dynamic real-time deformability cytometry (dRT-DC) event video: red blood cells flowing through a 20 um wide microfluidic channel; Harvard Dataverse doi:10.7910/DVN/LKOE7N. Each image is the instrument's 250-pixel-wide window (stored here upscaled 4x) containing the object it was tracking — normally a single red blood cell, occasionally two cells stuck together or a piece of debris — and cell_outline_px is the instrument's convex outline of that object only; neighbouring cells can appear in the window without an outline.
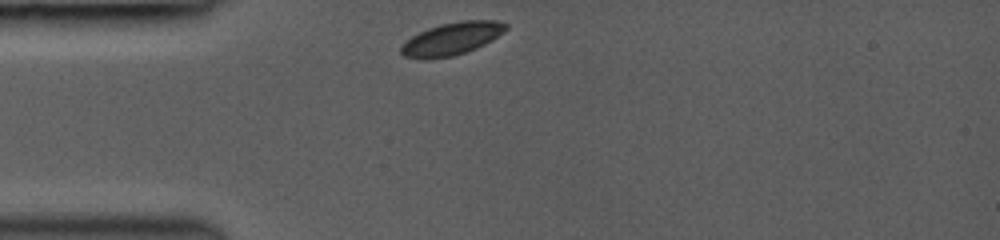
{"species": "common noctule bat (a hibernating species)", "species_latin": "Nyctalus noctula", "temperature_condition": "room temperature", "stored_images_in_passage": 19, "camera_frame_rate_fps": 3000, "um_per_image_px": 0.085, "animal": {"sex": "female", "body_mass_g": 19.0, "forearm_length_mm": 53.3}, "frame": {"image": 1, "passage_image": 1, "time_ms": 0.0, "image_size_px": [1000, 240], "cell_outline_px": [[508, 28], [504, 32], [492, 40], [476, 48], [452, 56], [424, 60], [420, 60], [404, 56], [400, 52], [400, 48], [412, 36], [428, 28], [440, 24], [460, 20], [496, 20], [508, 24]], "centroid_in_image_um": [38.41, 3.29], "position_along_channel_um": 46.6, "area_um2": 19.94}}
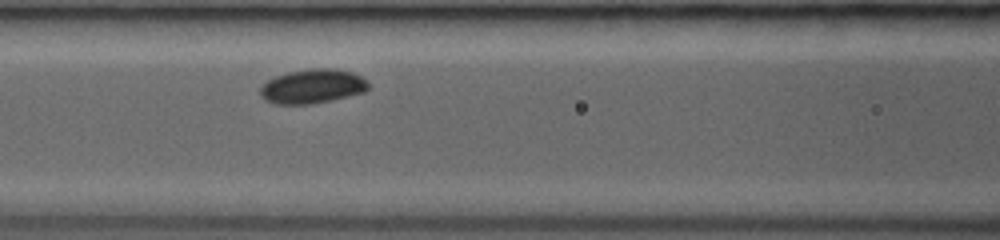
{"frame": {"image": 2, "passage_image": 10, "time_ms": 2.667, "image_size_px": [1000, 240], "cell_outline_px": [[368, 88], [364, 92], [332, 100], [312, 104], [276, 104], [264, 100], [260, 96], [260, 88], [268, 80], [276, 76], [288, 72], [312, 68], [336, 68], [352, 72], [368, 80]], "centroid_in_image_um": [26.56, 7.34], "position_along_channel_um": 140.0, "area_um2": 21.68}}
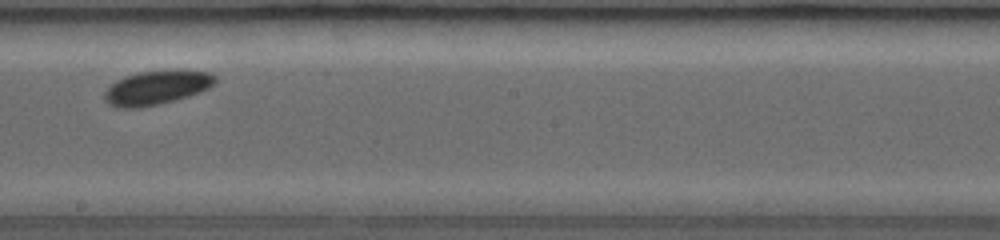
{"frame": {"image": 3, "passage_image": 17, "time_ms": 5.0, "image_size_px": [1000, 240], "cell_outline_px": [[216, 84], [200, 92], [188, 96], [160, 104], [140, 108], [116, 108], [108, 104], [104, 100], [104, 92], [116, 80], [124, 76], [140, 72], [168, 68], [180, 68], [212, 72], [216, 76]], "centroid_in_image_um": [13.36, 7.41], "position_along_channel_um": 234.8, "area_um2": 22.77}}